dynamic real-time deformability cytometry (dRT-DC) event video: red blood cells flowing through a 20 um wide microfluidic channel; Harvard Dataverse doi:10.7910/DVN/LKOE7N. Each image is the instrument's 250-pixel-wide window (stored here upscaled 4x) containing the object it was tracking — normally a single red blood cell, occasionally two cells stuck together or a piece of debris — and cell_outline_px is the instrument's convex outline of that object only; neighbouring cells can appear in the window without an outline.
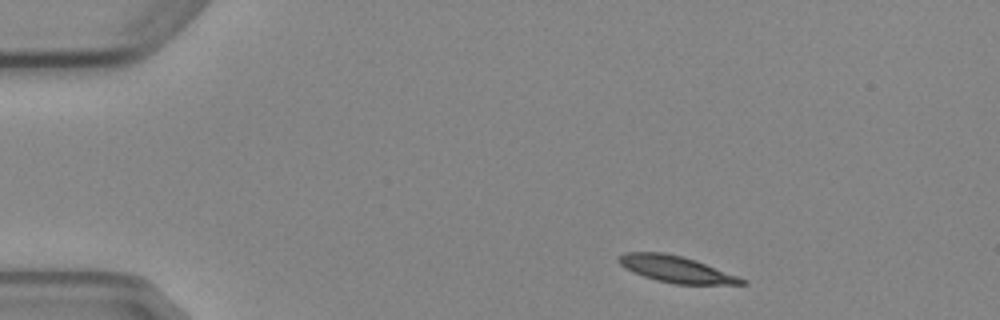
{"species": "Egyptian fruit bat (a non-hibernating species)", "species_latin": "Rousettus aegyptiacus", "temperature_condition": "cold", "stored_images_in_passage": 4, "segment_of_instrument_passage": [2, 2], "camera_frame_rate_fps": 3000, "um_per_image_px": 0.085, "animal": {"sex": "female"}, "frame": {"image": 1, "passage_image": 4, "time_ms": 4.333, "image_size_px": [1000, 320], "cell_outline_px": [[748, 284], [676, 284], [656, 280], [644, 276], [624, 268], [616, 260], [616, 256], [624, 252], [664, 252], [696, 260], [748, 280]], "centroid_in_image_um": [57.44, 22.87], "position_along_channel_um": 27.6, "area_um2": 19.02}}